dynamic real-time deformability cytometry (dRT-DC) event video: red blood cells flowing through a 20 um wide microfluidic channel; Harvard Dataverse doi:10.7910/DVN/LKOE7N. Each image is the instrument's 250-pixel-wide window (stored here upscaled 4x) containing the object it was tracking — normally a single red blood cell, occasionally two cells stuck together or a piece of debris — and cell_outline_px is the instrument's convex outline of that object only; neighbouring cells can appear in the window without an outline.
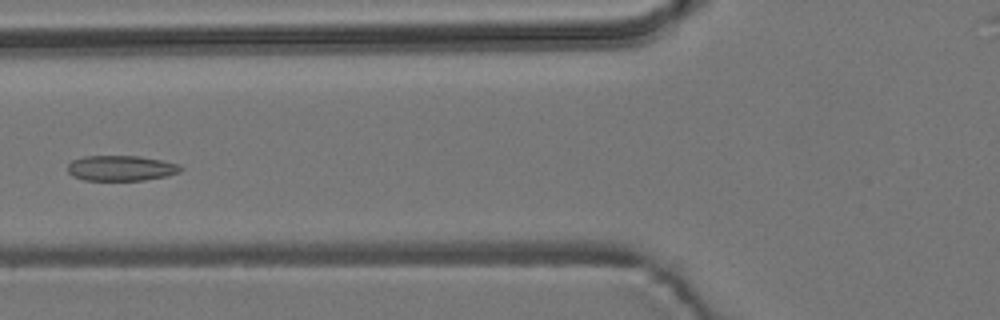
{"species": "common noctule bat (a hibernating species)", "species_latin": "Nyctalus noctula", "temperature_condition": "room temperature", "stored_images_in_passage": 7, "camera_frame_rate_fps": 3000, "um_per_image_px": 0.085, "animal": {"sex": "male", "body_mass_g": 19.2, "forearm_length_mm": 51.8}, "frame": {"image": 1, "passage_image": 6, "time_ms": 6.0, "image_size_px": [1000, 320], "cell_outline_px": [[184, 168], [180, 172], [168, 176], [144, 180], [84, 180], [72, 176], [68, 172], [68, 164], [72, 160], [84, 156], [140, 156], [180, 164]], "centroid_in_image_um": [10.31, 14.29], "position_along_channel_um": 115.5, "area_um2": 16.82}}
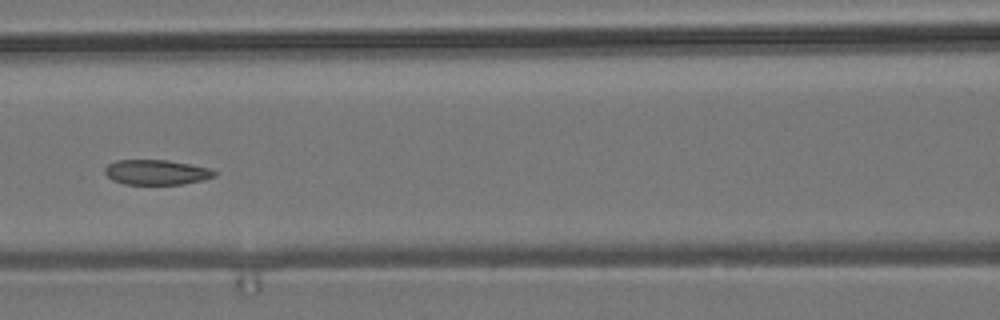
{"frame": {"image": 2, "passage_image": 7, "time_ms": 7.0, "image_size_px": [1000, 320], "cell_outline_px": [[216, 176], [204, 180], [180, 184], [124, 184], [112, 180], [104, 172], [104, 168], [108, 164], [116, 160], [168, 160], [212, 168], [216, 172]], "centroid_in_image_um": [13.31, 14.64], "position_along_channel_um": 153.3, "area_um2": 16.07}}